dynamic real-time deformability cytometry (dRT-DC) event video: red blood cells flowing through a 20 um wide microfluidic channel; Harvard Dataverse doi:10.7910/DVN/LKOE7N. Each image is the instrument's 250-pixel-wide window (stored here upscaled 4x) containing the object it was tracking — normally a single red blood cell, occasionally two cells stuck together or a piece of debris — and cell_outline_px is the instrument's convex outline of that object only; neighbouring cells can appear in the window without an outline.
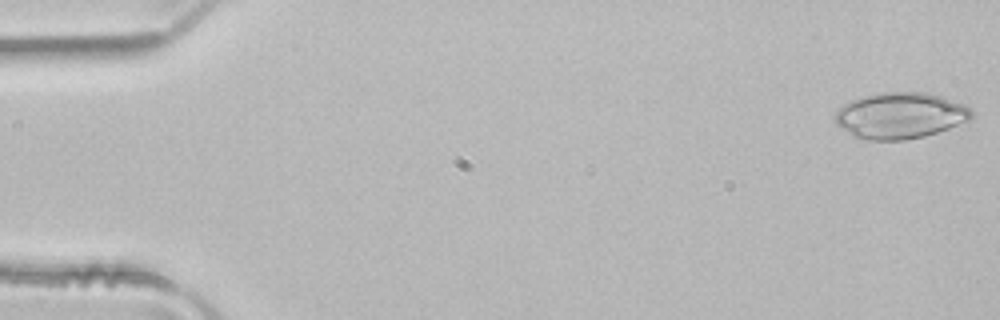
{"species": "common noctule bat (a hibernating species)", "species_latin": "Nyctalus noctula", "temperature_condition": "room temperature", "stored_images_in_passage": 3, "camera_frame_rate_fps": 3000, "um_per_image_px": 0.085, "animal": {"sex": "male", "body_mass_g": 21.5, "forearm_length_mm": 52.0}, "frame": {"image": 1, "passage_image": 1, "time_ms": 0.0, "image_size_px": [1000, 320], "cell_outline_px": [[972, 120], [924, 136], [904, 140], [868, 140], [852, 136], [840, 128], [836, 124], [836, 112], [844, 104], [852, 100], [864, 96], [884, 92], [924, 92], [940, 96], [964, 104], [972, 112]], "centroid_in_image_um": [76.51, 9.83], "position_along_channel_um": 8.5, "area_um2": 36.53}}